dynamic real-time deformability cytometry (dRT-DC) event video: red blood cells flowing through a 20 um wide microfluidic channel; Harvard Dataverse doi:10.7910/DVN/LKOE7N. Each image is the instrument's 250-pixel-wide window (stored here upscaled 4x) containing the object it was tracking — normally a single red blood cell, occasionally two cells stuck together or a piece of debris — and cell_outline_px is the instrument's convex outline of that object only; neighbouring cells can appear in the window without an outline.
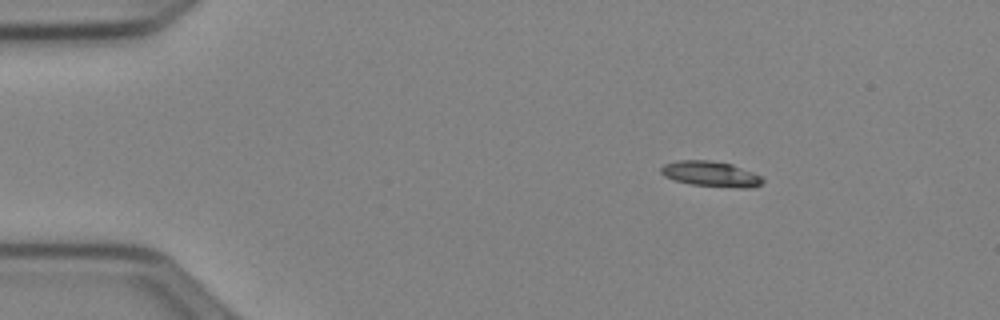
{"species": "Egyptian fruit bat (a non-hibernating species)", "species_latin": "Rousettus aegyptiacus", "temperature_condition": "cold", "stored_images_in_passage": 45, "camera_frame_rate_fps": 3000, "um_per_image_px": 0.085, "animal": {"sex": "female"}, "frame": {"image": 1, "passage_image": 1, "time_ms": 0.0, "image_size_px": [1000, 320], "cell_outline_px": [[764, 180], [760, 184], [752, 188], [740, 188], [692, 184], [672, 180], [664, 176], [660, 172], [660, 168], [664, 164], [680, 160], [712, 160], [732, 164], [764, 176]], "centroid_in_image_um": [60.44, 14.78], "position_along_channel_um": 24.6, "area_um2": 15.2}}
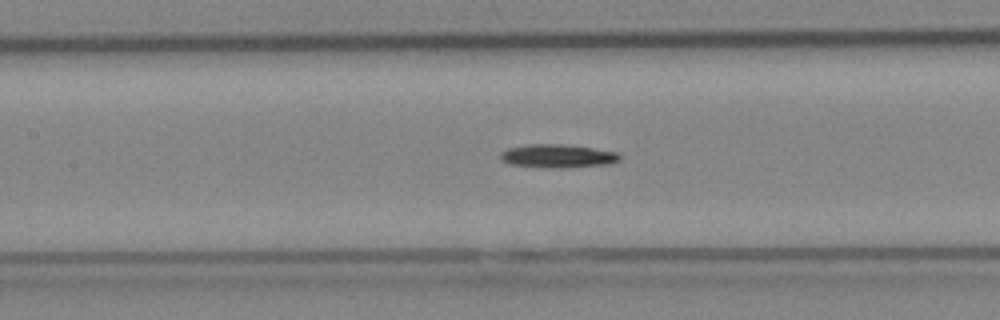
{"frame": {"image": 2, "passage_image": 17, "time_ms": 5.333, "image_size_px": [1000, 320], "cell_outline_px": [[620, 160], [608, 164], [560, 168], [552, 168], [508, 164], [500, 160], [500, 152], [508, 148], [528, 144], [560, 144], [592, 148], [616, 152], [620, 156]], "centroid_in_image_um": [47.35, 13.26], "position_along_channel_um": 160.1, "area_um2": 16.18}}
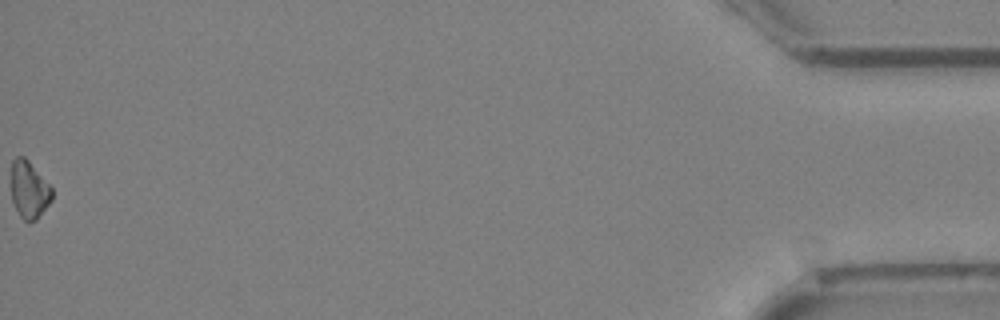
{"frame": {"image": 3, "passage_image": 45, "time_ms": 14.667, "image_size_px": [1000, 320], "cell_outline_px": [[52, 200], [36, 220], [28, 224], [20, 216], [12, 200], [12, 160], [16, 156], [24, 156], [28, 160], [52, 188]], "centroid_in_image_um": [2.48, 16.15], "position_along_channel_um": 432.7, "area_um2": 13.53}, "authors_computed_cell_mechanics": {"area_um2": 15.028, "velocity_mm_per_s": 3.9722, "shape_relaxation_time_tau1_ms": 3.0374, "shape_relaxation_time_tau2_ms": null, "deformation_change_tau1": 0.0782, "deformation_change_tau2": null}}